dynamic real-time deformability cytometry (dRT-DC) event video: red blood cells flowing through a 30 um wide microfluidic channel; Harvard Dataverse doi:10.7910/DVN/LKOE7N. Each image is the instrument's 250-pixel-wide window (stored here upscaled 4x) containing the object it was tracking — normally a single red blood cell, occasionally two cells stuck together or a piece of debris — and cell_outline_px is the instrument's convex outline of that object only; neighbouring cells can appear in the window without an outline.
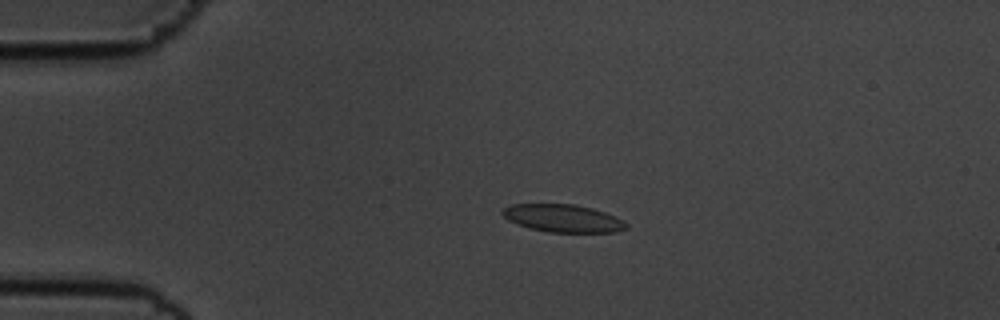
{"species": "common noctule bat (a hibernating species)", "species_latin": "Nyctalus noctula", "temperature_condition": "cold", "stored_images_in_passage": 56, "camera_frame_rate_fps": 3000, "um_per_image_px": 0.085, "animal": {"sex": "male", "body_mass_g": 19.5, "forearm_length_mm": 54.6}, "frame": {"image": 1, "passage_image": 13, "time_ms": 4.0, "image_size_px": [1000, 320], "cell_outline_px": [[628, 228], [616, 232], [548, 232], [528, 228], [516, 224], [508, 220], [500, 212], [504, 208], [512, 204], [576, 204], [592, 208], [616, 216], [624, 220], [628, 224]], "centroid_in_image_um": [47.87, 18.55], "position_along_channel_um": 37.1, "area_um2": 20.17}}
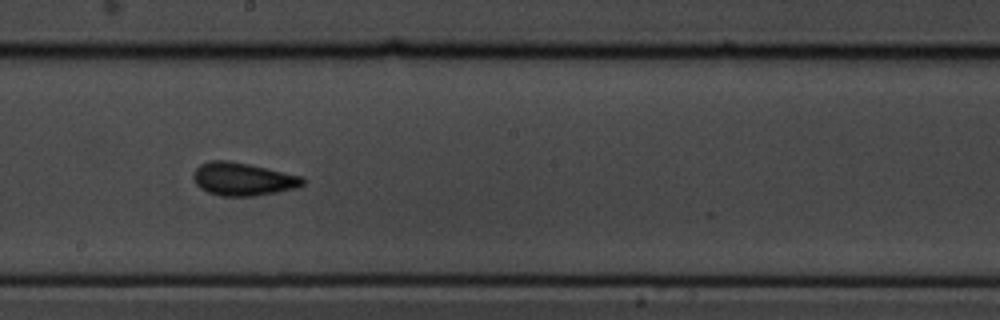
{"frame": {"image": 2, "passage_image": 32, "time_ms": 10.333, "image_size_px": [1000, 320], "cell_outline_px": [[304, 184], [296, 188], [256, 196], [220, 196], [208, 192], [200, 188], [196, 184], [192, 176], [192, 172], [200, 164], [208, 160], [228, 160], [248, 164], [304, 176]], "centroid_in_image_um": [20.63, 15.22], "position_along_channel_um": 227.6, "area_um2": 21.21}}
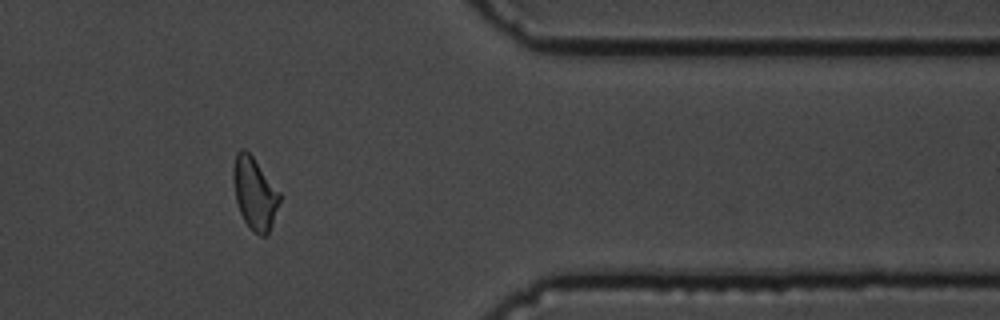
{"frame": {"image": 3, "passage_image": 47, "time_ms": 15.333, "image_size_px": [1000, 320], "cell_outline_px": [[280, 200], [268, 236], [260, 236], [244, 220], [240, 212], [236, 200], [232, 176], [232, 168], [236, 152], [240, 148], [244, 148], [252, 156], [280, 192]], "centroid_in_image_um": [21.63, 16.41], "position_along_channel_um": 389.8, "area_um2": 19.31}, "authors_computed_cell_mechanics": {"area_um2": 19.941, "velocity_mm_per_s": 3.589, "shape_relaxation_time_tau1_ms": 3.9963, "shape_relaxation_time_tau2_ms": 2.3699, "deformation_change_tau1": 0.0894, "deformation_change_tau2": 0.0757}}